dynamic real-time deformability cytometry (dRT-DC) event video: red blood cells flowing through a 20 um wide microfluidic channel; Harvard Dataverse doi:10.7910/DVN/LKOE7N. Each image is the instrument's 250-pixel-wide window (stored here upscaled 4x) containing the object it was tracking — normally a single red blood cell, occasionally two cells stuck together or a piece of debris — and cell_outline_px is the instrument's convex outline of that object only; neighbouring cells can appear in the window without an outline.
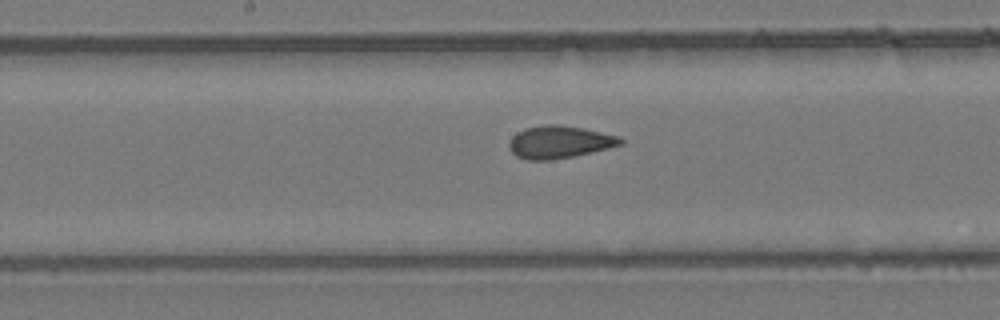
{"species": "common noctule bat (a hibernating species)", "species_latin": "Nyctalus noctula", "temperature_condition": "room temperature", "stored_images_in_passage": 8, "segment_of_instrument_passage": [2, 2], "camera_frame_rate_fps": 3000, "um_per_image_px": 0.085, "animal": {"sex": "female", "body_mass_g": 24.6, "forearm_length_mm": 56.2}, "frame": {"image": 1, "passage_image": 8, "time_ms": 9.333, "image_size_px": [1000, 320], "cell_outline_px": [[624, 144], [608, 148], [572, 156], [548, 160], [528, 160], [516, 156], [508, 148], [508, 144], [512, 136], [516, 132], [524, 128], [548, 124], [556, 124], [584, 128], [620, 136], [624, 140]], "centroid_in_image_um": [47.54, 12.06], "position_along_channel_um": 200.7, "area_um2": 21.15}}